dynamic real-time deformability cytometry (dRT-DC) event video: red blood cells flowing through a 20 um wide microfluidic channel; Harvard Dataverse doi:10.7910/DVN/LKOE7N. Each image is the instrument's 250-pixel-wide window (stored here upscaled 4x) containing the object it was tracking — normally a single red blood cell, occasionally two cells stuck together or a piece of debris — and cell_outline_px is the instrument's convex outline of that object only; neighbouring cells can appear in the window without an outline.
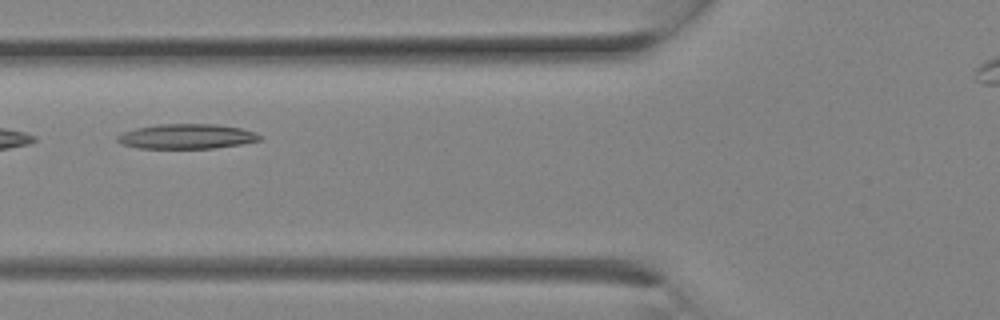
{"species": "Egyptian fruit bat (a non-hibernating species)", "species_latin": "Rousettus aegyptiacus", "temperature_condition": "room temperature", "stored_images_in_passage": 15, "camera_frame_rate_fps": 3000, "um_per_image_px": 0.085, "animal": {"sex": "female"}, "frame": {"image": 1, "passage_image": 9, "time_ms": 2.667, "image_size_px": [1000, 320], "cell_outline_px": [[260, 140], [240, 144], [212, 148], [136, 148], [120, 144], [116, 140], [116, 136], [124, 132], [136, 128], [156, 124], [216, 124], [240, 128], [256, 132], [260, 136]], "centroid_in_image_um": [15.81, 11.59], "position_along_channel_um": 110.0, "area_um2": 20.58}}